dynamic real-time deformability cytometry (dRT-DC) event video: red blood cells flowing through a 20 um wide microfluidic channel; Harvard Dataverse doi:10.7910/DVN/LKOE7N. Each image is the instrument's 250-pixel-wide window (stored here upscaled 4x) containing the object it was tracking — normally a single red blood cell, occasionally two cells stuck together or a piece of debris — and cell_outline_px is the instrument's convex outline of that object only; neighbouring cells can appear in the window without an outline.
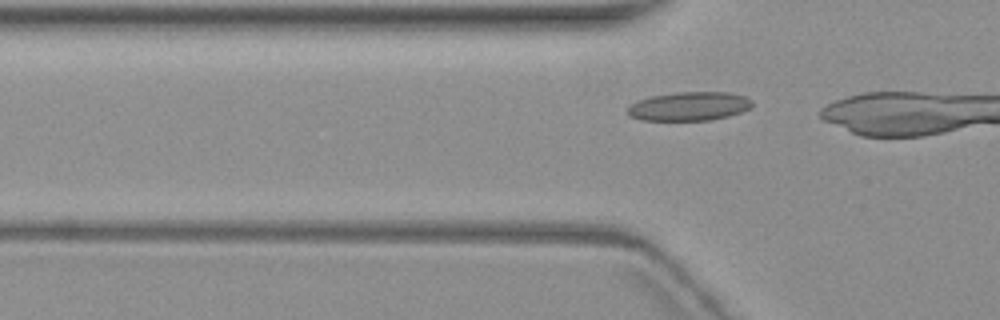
{"species": "common noctule bat (a hibernating species)", "species_latin": "Nyctalus noctula", "temperature_condition": "warm", "stored_images_in_passage": 3, "segment_of_instrument_passage": [2, 2], "camera_frame_rate_fps": 3000, "um_per_image_px": 0.085, "animal": {"sex": "female", "body_mass_g": 19.3, "forearm_length_mm": 54.1}, "frame": {"image": 1, "passage_image": 3, "time_ms": 2.333, "image_size_px": [1000, 320], "cell_outline_px": [[752, 104], [748, 108], [740, 112], [728, 116], [712, 120], [640, 120], [628, 116], [628, 108], [632, 104], [640, 100], [652, 96], [676, 92], [728, 92], [744, 96], [752, 100]], "centroid_in_image_um": [58.57, 9.03], "position_along_channel_um": 67.2, "area_um2": 20.75}}